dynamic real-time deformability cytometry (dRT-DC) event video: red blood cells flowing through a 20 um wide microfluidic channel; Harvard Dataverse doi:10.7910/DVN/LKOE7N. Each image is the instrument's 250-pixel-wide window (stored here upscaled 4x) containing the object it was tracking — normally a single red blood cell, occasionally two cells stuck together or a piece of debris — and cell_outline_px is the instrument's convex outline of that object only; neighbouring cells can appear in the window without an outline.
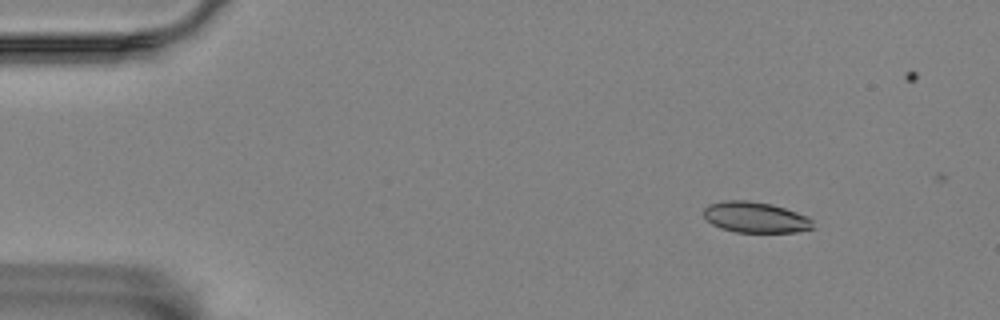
{"species": "Egyptian fruit bat (a non-hibernating species)", "species_latin": "Rousettus aegyptiacus", "temperature_condition": "room temperature", "stored_images_in_passage": 4, "segment_of_instrument_passage": [1, 2], "camera_frame_rate_fps": 3000, "um_per_image_px": 0.085, "animal": {"sex": "female"}, "frame": {"image": 1, "passage_image": 1, "time_ms": 0.0, "image_size_px": [1000, 320], "cell_outline_px": [[812, 228], [796, 232], [736, 232], [720, 228], [712, 224], [704, 216], [704, 208], [708, 204], [724, 200], [748, 200], [772, 204], [808, 216], [812, 220]], "centroid_in_image_um": [64.19, 18.46], "position_along_channel_um": 20.8, "area_um2": 19.59}}